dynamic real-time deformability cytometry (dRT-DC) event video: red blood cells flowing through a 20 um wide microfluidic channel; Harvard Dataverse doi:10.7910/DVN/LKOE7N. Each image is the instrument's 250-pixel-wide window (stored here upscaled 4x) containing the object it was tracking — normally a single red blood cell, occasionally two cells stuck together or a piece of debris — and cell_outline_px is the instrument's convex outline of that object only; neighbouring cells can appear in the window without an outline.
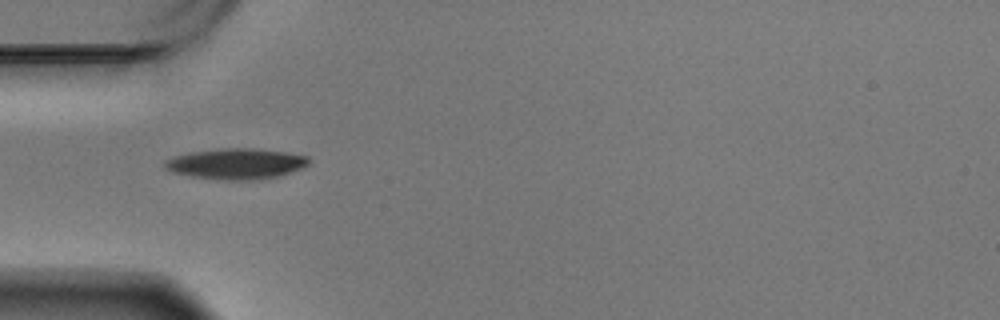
{"species": "Egyptian fruit bat (a non-hibernating species)", "species_latin": "Rousettus aegyptiacus", "temperature_condition": "warm", "stored_images_in_passage": 41, "camera_frame_rate_fps": 3000, "um_per_image_px": 0.085, "animal": {"sex": "male"}, "frame": {"image": 1, "passage_image": 1, "time_ms": 0.0, "image_size_px": [1000, 320], "cell_outline_px": [[312, 160], [304, 168], [276, 176], [252, 180], [228, 180], [192, 176], [172, 172], [164, 168], [164, 160], [188, 152], [220, 148], [252, 148], [284, 152], [308, 156]], "centroid_in_image_um": [20.07, 13.91], "position_along_channel_um": 64.9, "area_um2": 25.72}}
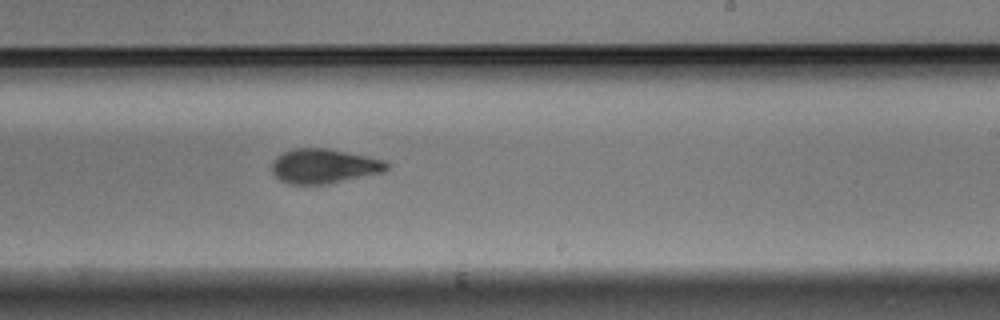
{"frame": {"image": 2, "passage_image": 18, "time_ms": 5.667, "image_size_px": [1000, 320], "cell_outline_px": [[392, 164], [384, 172], [328, 184], [288, 184], [280, 180], [272, 172], [272, 160], [276, 156], [292, 148], [328, 148], [388, 160]], "centroid_in_image_um": [27.58, 14.11], "position_along_channel_um": 261.4, "area_um2": 23.52}}
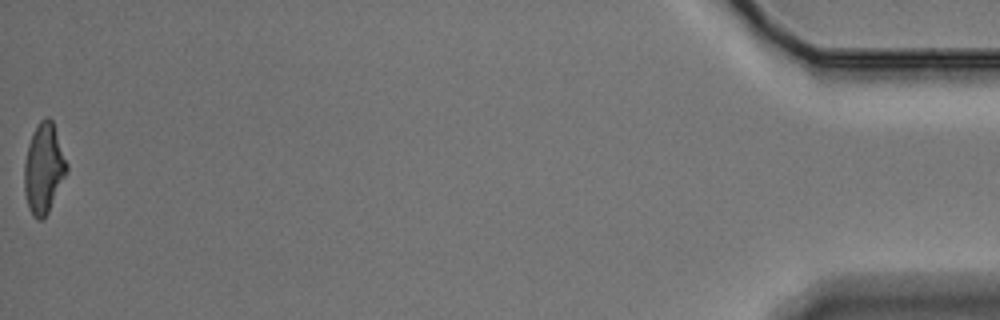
{"frame": {"image": 3, "passage_image": 41, "time_ms": 13.333, "image_size_px": [1000, 320], "cell_outline_px": [[68, 172], [44, 220], [36, 220], [32, 216], [28, 208], [24, 192], [24, 164], [28, 144], [32, 132], [40, 120], [48, 116], [52, 120], [68, 164]], "centroid_in_image_um": [3.71, 14.35], "position_along_channel_um": 431.5, "area_um2": 22.54}, "authors_computed_cell_mechanics": {"area_um2": 23.1778, "velocity_mm_per_s": 3.4691, "shape_relaxation_time_tau1_ms": 3.7171, "shape_relaxation_time_tau2_ms": 3.7534, "deformation_change_tau1": 0.1551, "deformation_change_tau2": 0.0848}}